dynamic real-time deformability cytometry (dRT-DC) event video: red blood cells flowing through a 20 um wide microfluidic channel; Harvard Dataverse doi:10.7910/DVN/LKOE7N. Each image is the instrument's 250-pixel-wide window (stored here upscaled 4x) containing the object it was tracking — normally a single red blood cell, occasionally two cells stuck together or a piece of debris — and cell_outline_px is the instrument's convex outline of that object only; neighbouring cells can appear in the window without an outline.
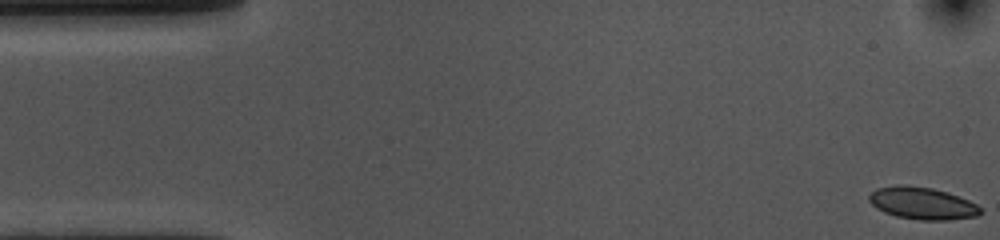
{"species": "common noctule bat (a hibernating species)", "species_latin": "Nyctalus noctula", "temperature_condition": "cold", "stored_images_in_passage": 54, "camera_frame_rate_fps": 3000, "um_per_image_px": 0.085, "animal": {"sex": "female", "body_mass_g": 10.0, "forearm_length_mm": 53.1}, "frame": {"image": 1, "passage_image": 1, "time_ms": 0.0, "image_size_px": [1000, 240], "cell_outline_px": [[980, 212], [976, 216], [948, 220], [920, 220], [896, 216], [884, 212], [876, 208], [868, 200], [868, 196], [876, 188], [896, 184], [904, 184], [932, 188], [948, 192], [968, 200], [976, 204], [980, 208]], "centroid_in_image_um": [78.35, 17.26], "position_along_channel_um": 6.7, "area_um2": 20.92}}
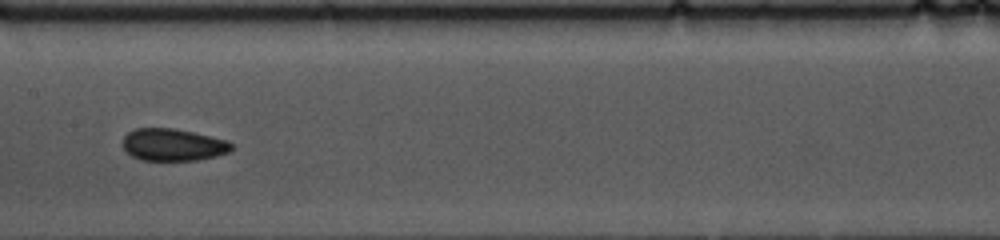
{"frame": {"image": 2, "passage_image": 26, "time_ms": 8.333, "image_size_px": [1000, 240], "cell_outline_px": [[232, 148], [228, 152], [216, 156], [196, 160], [140, 160], [132, 156], [124, 148], [124, 136], [128, 132], [136, 128], [172, 128], [192, 132], [228, 140], [232, 144]], "centroid_in_image_um": [14.71, 12.3], "position_along_channel_um": 192.7, "area_um2": 20.23}}
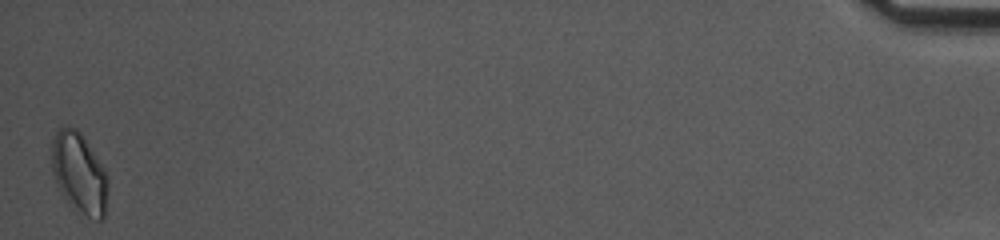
{"frame": {"image": 3, "passage_image": 54, "time_ms": 17.667, "image_size_px": [1000, 240], "cell_outline_px": [[108, 188], [104, 216], [100, 220], [96, 220], [72, 208], [68, 204], [60, 192], [52, 172], [52, 140], [56, 132], [60, 128], [68, 124], [76, 128], [80, 132], [104, 168], [108, 176]], "centroid_in_image_um": [6.72, 14.71], "position_along_channel_um": 428.5, "area_um2": 26.53}, "authors_computed_cell_mechanics": {"area_um2": 20.4901, "velocity_mm_per_s": 3.6015, "shape_relaxation_time_tau1_ms": 6.2502, "shape_relaxation_time_tau2_ms": 2.7032, "deformation_change_tau1": 0.0746, "deformation_change_tau2": 0.0591}}